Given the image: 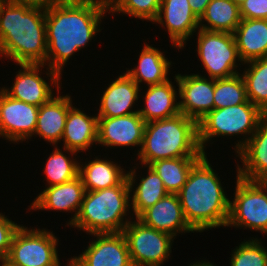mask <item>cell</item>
<instances>
[{
	"mask_svg": "<svg viewBox=\"0 0 267 266\" xmlns=\"http://www.w3.org/2000/svg\"><path fill=\"white\" fill-rule=\"evenodd\" d=\"M236 175L241 178L260 181L267 178V115L258 123L255 133L236 154Z\"/></svg>",
	"mask_w": 267,
	"mask_h": 266,
	"instance_id": "ffe728a7",
	"label": "cell"
},
{
	"mask_svg": "<svg viewBox=\"0 0 267 266\" xmlns=\"http://www.w3.org/2000/svg\"><path fill=\"white\" fill-rule=\"evenodd\" d=\"M15 3L28 5L31 7H40L43 9H48L53 4L58 3L60 0H11Z\"/></svg>",
	"mask_w": 267,
	"mask_h": 266,
	"instance_id": "8d00e7d4",
	"label": "cell"
},
{
	"mask_svg": "<svg viewBox=\"0 0 267 266\" xmlns=\"http://www.w3.org/2000/svg\"><path fill=\"white\" fill-rule=\"evenodd\" d=\"M130 195L127 177L119 185L86 191L79 214L71 227L85 231L90 236L122 232L134 218L131 214L128 216L131 212Z\"/></svg>",
	"mask_w": 267,
	"mask_h": 266,
	"instance_id": "5b68a950",
	"label": "cell"
},
{
	"mask_svg": "<svg viewBox=\"0 0 267 266\" xmlns=\"http://www.w3.org/2000/svg\"><path fill=\"white\" fill-rule=\"evenodd\" d=\"M56 92V95L39 107L33 135L39 136L52 146L61 144L68 111L74 105L70 94L61 96L60 90Z\"/></svg>",
	"mask_w": 267,
	"mask_h": 266,
	"instance_id": "44dd1931",
	"label": "cell"
},
{
	"mask_svg": "<svg viewBox=\"0 0 267 266\" xmlns=\"http://www.w3.org/2000/svg\"><path fill=\"white\" fill-rule=\"evenodd\" d=\"M0 212V261L6 259L12 239L22 224L15 223Z\"/></svg>",
	"mask_w": 267,
	"mask_h": 266,
	"instance_id": "e575fe53",
	"label": "cell"
},
{
	"mask_svg": "<svg viewBox=\"0 0 267 266\" xmlns=\"http://www.w3.org/2000/svg\"><path fill=\"white\" fill-rule=\"evenodd\" d=\"M145 123L138 112L121 117H98L97 144L105 149L140 147L137 155L142 146Z\"/></svg>",
	"mask_w": 267,
	"mask_h": 266,
	"instance_id": "2e32d148",
	"label": "cell"
},
{
	"mask_svg": "<svg viewBox=\"0 0 267 266\" xmlns=\"http://www.w3.org/2000/svg\"><path fill=\"white\" fill-rule=\"evenodd\" d=\"M233 3L237 4V5H241L244 1L246 0H231Z\"/></svg>",
	"mask_w": 267,
	"mask_h": 266,
	"instance_id": "7bdbcfd3",
	"label": "cell"
},
{
	"mask_svg": "<svg viewBox=\"0 0 267 266\" xmlns=\"http://www.w3.org/2000/svg\"><path fill=\"white\" fill-rule=\"evenodd\" d=\"M154 23L165 27L172 47L178 50L184 49L199 29V18L193 13L188 0H161Z\"/></svg>",
	"mask_w": 267,
	"mask_h": 266,
	"instance_id": "9a60e30c",
	"label": "cell"
},
{
	"mask_svg": "<svg viewBox=\"0 0 267 266\" xmlns=\"http://www.w3.org/2000/svg\"><path fill=\"white\" fill-rule=\"evenodd\" d=\"M39 107L16 100L0 88V137L13 144L32 139Z\"/></svg>",
	"mask_w": 267,
	"mask_h": 266,
	"instance_id": "7c38bea8",
	"label": "cell"
},
{
	"mask_svg": "<svg viewBox=\"0 0 267 266\" xmlns=\"http://www.w3.org/2000/svg\"><path fill=\"white\" fill-rule=\"evenodd\" d=\"M66 261H67V263L64 266H75V264L73 263V261L70 258H68V260H66Z\"/></svg>",
	"mask_w": 267,
	"mask_h": 266,
	"instance_id": "b9f144b4",
	"label": "cell"
},
{
	"mask_svg": "<svg viewBox=\"0 0 267 266\" xmlns=\"http://www.w3.org/2000/svg\"><path fill=\"white\" fill-rule=\"evenodd\" d=\"M248 101L244 79L240 73L229 78L214 79V109Z\"/></svg>",
	"mask_w": 267,
	"mask_h": 266,
	"instance_id": "1f68e13d",
	"label": "cell"
},
{
	"mask_svg": "<svg viewBox=\"0 0 267 266\" xmlns=\"http://www.w3.org/2000/svg\"><path fill=\"white\" fill-rule=\"evenodd\" d=\"M30 203L29 209L33 211H60L73 213L66 226L70 227L76 220L85 195V187L79 176L75 179L49 187H45Z\"/></svg>",
	"mask_w": 267,
	"mask_h": 266,
	"instance_id": "e0dca14e",
	"label": "cell"
},
{
	"mask_svg": "<svg viewBox=\"0 0 267 266\" xmlns=\"http://www.w3.org/2000/svg\"><path fill=\"white\" fill-rule=\"evenodd\" d=\"M169 79L163 83L150 85L146 91L140 92L139 97H143L142 108H138V113L145 122L167 119L180 113L178 88ZM143 96H141L142 94ZM144 106V107H143Z\"/></svg>",
	"mask_w": 267,
	"mask_h": 266,
	"instance_id": "7402d4cb",
	"label": "cell"
},
{
	"mask_svg": "<svg viewBox=\"0 0 267 266\" xmlns=\"http://www.w3.org/2000/svg\"><path fill=\"white\" fill-rule=\"evenodd\" d=\"M53 147L54 151L49 154L50 156L46 159L44 170H42L45 174V181L48 183H46L45 187L66 183L75 179L79 173V162L82 161H77L78 158L75 157L77 152L73 150L63 147L61 149L60 147L58 148V145H53ZM64 152L67 153L65 154ZM68 153L70 156L67 155Z\"/></svg>",
	"mask_w": 267,
	"mask_h": 266,
	"instance_id": "f1b7e54d",
	"label": "cell"
},
{
	"mask_svg": "<svg viewBox=\"0 0 267 266\" xmlns=\"http://www.w3.org/2000/svg\"><path fill=\"white\" fill-rule=\"evenodd\" d=\"M0 266H16L8 262L6 259L0 261Z\"/></svg>",
	"mask_w": 267,
	"mask_h": 266,
	"instance_id": "ab89813d",
	"label": "cell"
},
{
	"mask_svg": "<svg viewBox=\"0 0 267 266\" xmlns=\"http://www.w3.org/2000/svg\"><path fill=\"white\" fill-rule=\"evenodd\" d=\"M165 51H161L153 45L144 43L141 53H139L138 64L125 71L139 86L143 83L147 86L163 83L168 77L172 61L169 60ZM169 73V74H168Z\"/></svg>",
	"mask_w": 267,
	"mask_h": 266,
	"instance_id": "d4e9b609",
	"label": "cell"
},
{
	"mask_svg": "<svg viewBox=\"0 0 267 266\" xmlns=\"http://www.w3.org/2000/svg\"><path fill=\"white\" fill-rule=\"evenodd\" d=\"M5 0H0V6L2 5V3L4 2Z\"/></svg>",
	"mask_w": 267,
	"mask_h": 266,
	"instance_id": "f6af8a7d",
	"label": "cell"
},
{
	"mask_svg": "<svg viewBox=\"0 0 267 266\" xmlns=\"http://www.w3.org/2000/svg\"><path fill=\"white\" fill-rule=\"evenodd\" d=\"M139 167L140 166H133L131 167L132 169H128L127 171V179L131 194V211L135 218H137L144 210L153 206L156 202L169 194L164 187L162 179L150 166H144V169L147 167V170H145V172H147L144 173L146 175H142V177L136 175L138 174L137 168ZM139 178L141 179L139 180ZM136 179L140 182H136Z\"/></svg>",
	"mask_w": 267,
	"mask_h": 266,
	"instance_id": "cb8c5ba5",
	"label": "cell"
},
{
	"mask_svg": "<svg viewBox=\"0 0 267 266\" xmlns=\"http://www.w3.org/2000/svg\"><path fill=\"white\" fill-rule=\"evenodd\" d=\"M173 78L178 87L180 113L198 122L214 110V79L179 72Z\"/></svg>",
	"mask_w": 267,
	"mask_h": 266,
	"instance_id": "4fadbf2b",
	"label": "cell"
},
{
	"mask_svg": "<svg viewBox=\"0 0 267 266\" xmlns=\"http://www.w3.org/2000/svg\"><path fill=\"white\" fill-rule=\"evenodd\" d=\"M58 240L47 228L22 224L13 236L6 260L16 266H61Z\"/></svg>",
	"mask_w": 267,
	"mask_h": 266,
	"instance_id": "ba28073f",
	"label": "cell"
},
{
	"mask_svg": "<svg viewBox=\"0 0 267 266\" xmlns=\"http://www.w3.org/2000/svg\"><path fill=\"white\" fill-rule=\"evenodd\" d=\"M196 52L206 74L212 79L229 78L240 73L242 67L233 33L198 29ZM241 62V63H239ZM205 75V76H204Z\"/></svg>",
	"mask_w": 267,
	"mask_h": 266,
	"instance_id": "52a82bcc",
	"label": "cell"
},
{
	"mask_svg": "<svg viewBox=\"0 0 267 266\" xmlns=\"http://www.w3.org/2000/svg\"><path fill=\"white\" fill-rule=\"evenodd\" d=\"M198 141V122L182 113L145 123L137 161L142 168L151 163L178 157H203ZM141 163V164H140Z\"/></svg>",
	"mask_w": 267,
	"mask_h": 266,
	"instance_id": "277c9868",
	"label": "cell"
},
{
	"mask_svg": "<svg viewBox=\"0 0 267 266\" xmlns=\"http://www.w3.org/2000/svg\"><path fill=\"white\" fill-rule=\"evenodd\" d=\"M259 182L264 186V188H265L266 191H267V178L262 179V180H260Z\"/></svg>",
	"mask_w": 267,
	"mask_h": 266,
	"instance_id": "60d3db41",
	"label": "cell"
},
{
	"mask_svg": "<svg viewBox=\"0 0 267 266\" xmlns=\"http://www.w3.org/2000/svg\"><path fill=\"white\" fill-rule=\"evenodd\" d=\"M242 75L248 100L267 115V57L246 63Z\"/></svg>",
	"mask_w": 267,
	"mask_h": 266,
	"instance_id": "4dcf8cb0",
	"label": "cell"
},
{
	"mask_svg": "<svg viewBox=\"0 0 267 266\" xmlns=\"http://www.w3.org/2000/svg\"><path fill=\"white\" fill-rule=\"evenodd\" d=\"M122 233L133 266H163L170 259L173 236L148 227L137 218H133Z\"/></svg>",
	"mask_w": 267,
	"mask_h": 266,
	"instance_id": "30bf717a",
	"label": "cell"
},
{
	"mask_svg": "<svg viewBox=\"0 0 267 266\" xmlns=\"http://www.w3.org/2000/svg\"><path fill=\"white\" fill-rule=\"evenodd\" d=\"M160 4L161 0H111L108 5L109 15L125 14L153 23L158 16Z\"/></svg>",
	"mask_w": 267,
	"mask_h": 266,
	"instance_id": "d6a6232c",
	"label": "cell"
},
{
	"mask_svg": "<svg viewBox=\"0 0 267 266\" xmlns=\"http://www.w3.org/2000/svg\"><path fill=\"white\" fill-rule=\"evenodd\" d=\"M97 140L98 116L88 115L85 110L72 106L65 122L62 147L80 154L88 151L92 145H97Z\"/></svg>",
	"mask_w": 267,
	"mask_h": 266,
	"instance_id": "603a6c76",
	"label": "cell"
},
{
	"mask_svg": "<svg viewBox=\"0 0 267 266\" xmlns=\"http://www.w3.org/2000/svg\"><path fill=\"white\" fill-rule=\"evenodd\" d=\"M94 1H99V2H102L106 5H109L111 0H94Z\"/></svg>",
	"mask_w": 267,
	"mask_h": 266,
	"instance_id": "ee69618b",
	"label": "cell"
},
{
	"mask_svg": "<svg viewBox=\"0 0 267 266\" xmlns=\"http://www.w3.org/2000/svg\"><path fill=\"white\" fill-rule=\"evenodd\" d=\"M226 227L254 230L267 235V191L259 181L236 176Z\"/></svg>",
	"mask_w": 267,
	"mask_h": 266,
	"instance_id": "9c48e42d",
	"label": "cell"
},
{
	"mask_svg": "<svg viewBox=\"0 0 267 266\" xmlns=\"http://www.w3.org/2000/svg\"><path fill=\"white\" fill-rule=\"evenodd\" d=\"M100 157V158H99ZM95 156L93 160L79 162L78 176L81 178L86 191H98L119 185L126 177L127 170L116 160Z\"/></svg>",
	"mask_w": 267,
	"mask_h": 266,
	"instance_id": "484cf974",
	"label": "cell"
},
{
	"mask_svg": "<svg viewBox=\"0 0 267 266\" xmlns=\"http://www.w3.org/2000/svg\"><path fill=\"white\" fill-rule=\"evenodd\" d=\"M241 241L232 250L230 266H267V248L261 238Z\"/></svg>",
	"mask_w": 267,
	"mask_h": 266,
	"instance_id": "836d02e7",
	"label": "cell"
},
{
	"mask_svg": "<svg viewBox=\"0 0 267 266\" xmlns=\"http://www.w3.org/2000/svg\"><path fill=\"white\" fill-rule=\"evenodd\" d=\"M105 87L99 100L98 117H121L138 112L135 102H138L143 86H139L126 72L119 74Z\"/></svg>",
	"mask_w": 267,
	"mask_h": 266,
	"instance_id": "ac0fdd59",
	"label": "cell"
},
{
	"mask_svg": "<svg viewBox=\"0 0 267 266\" xmlns=\"http://www.w3.org/2000/svg\"><path fill=\"white\" fill-rule=\"evenodd\" d=\"M233 36L242 63L267 57V19H242Z\"/></svg>",
	"mask_w": 267,
	"mask_h": 266,
	"instance_id": "4316f807",
	"label": "cell"
},
{
	"mask_svg": "<svg viewBox=\"0 0 267 266\" xmlns=\"http://www.w3.org/2000/svg\"><path fill=\"white\" fill-rule=\"evenodd\" d=\"M91 235L95 238L85 250L70 257L75 266H133L122 232Z\"/></svg>",
	"mask_w": 267,
	"mask_h": 266,
	"instance_id": "5bb4252c",
	"label": "cell"
},
{
	"mask_svg": "<svg viewBox=\"0 0 267 266\" xmlns=\"http://www.w3.org/2000/svg\"><path fill=\"white\" fill-rule=\"evenodd\" d=\"M188 266H216V264L214 265V263H211L210 261L204 259V260H196V262H192L190 263V265Z\"/></svg>",
	"mask_w": 267,
	"mask_h": 266,
	"instance_id": "f35d334b",
	"label": "cell"
},
{
	"mask_svg": "<svg viewBox=\"0 0 267 266\" xmlns=\"http://www.w3.org/2000/svg\"><path fill=\"white\" fill-rule=\"evenodd\" d=\"M241 20L239 5L231 0H211L205 13L199 19V28L233 33Z\"/></svg>",
	"mask_w": 267,
	"mask_h": 266,
	"instance_id": "83f0119b",
	"label": "cell"
},
{
	"mask_svg": "<svg viewBox=\"0 0 267 266\" xmlns=\"http://www.w3.org/2000/svg\"><path fill=\"white\" fill-rule=\"evenodd\" d=\"M204 155L191 169L177 193L188 225L195 232L226 228L230 199L221 179Z\"/></svg>",
	"mask_w": 267,
	"mask_h": 266,
	"instance_id": "3957f363",
	"label": "cell"
},
{
	"mask_svg": "<svg viewBox=\"0 0 267 266\" xmlns=\"http://www.w3.org/2000/svg\"><path fill=\"white\" fill-rule=\"evenodd\" d=\"M137 219L144 225L167 233L174 238L182 233H194L188 225L177 194H168L144 210Z\"/></svg>",
	"mask_w": 267,
	"mask_h": 266,
	"instance_id": "d6986e66",
	"label": "cell"
},
{
	"mask_svg": "<svg viewBox=\"0 0 267 266\" xmlns=\"http://www.w3.org/2000/svg\"><path fill=\"white\" fill-rule=\"evenodd\" d=\"M17 66L20 69L16 72L11 87H1L10 97L40 107L55 95V90H61L62 75L45 64H17ZM42 68H45L47 72L44 69L42 72ZM44 72L47 77L41 76L45 75Z\"/></svg>",
	"mask_w": 267,
	"mask_h": 266,
	"instance_id": "8fae6325",
	"label": "cell"
},
{
	"mask_svg": "<svg viewBox=\"0 0 267 266\" xmlns=\"http://www.w3.org/2000/svg\"><path fill=\"white\" fill-rule=\"evenodd\" d=\"M239 8L242 19H267V0H246Z\"/></svg>",
	"mask_w": 267,
	"mask_h": 266,
	"instance_id": "d590c367",
	"label": "cell"
},
{
	"mask_svg": "<svg viewBox=\"0 0 267 266\" xmlns=\"http://www.w3.org/2000/svg\"><path fill=\"white\" fill-rule=\"evenodd\" d=\"M265 114L249 100L243 104L214 109L198 121V141L202 152L214 137L242 136L234 145L237 154L255 133L258 123ZM213 138V140H212ZM207 144V145H206Z\"/></svg>",
	"mask_w": 267,
	"mask_h": 266,
	"instance_id": "8992f818",
	"label": "cell"
},
{
	"mask_svg": "<svg viewBox=\"0 0 267 266\" xmlns=\"http://www.w3.org/2000/svg\"><path fill=\"white\" fill-rule=\"evenodd\" d=\"M46 9L5 0L0 6V59L45 64Z\"/></svg>",
	"mask_w": 267,
	"mask_h": 266,
	"instance_id": "7a4b0ae2",
	"label": "cell"
},
{
	"mask_svg": "<svg viewBox=\"0 0 267 266\" xmlns=\"http://www.w3.org/2000/svg\"><path fill=\"white\" fill-rule=\"evenodd\" d=\"M211 0H188L193 13L200 19Z\"/></svg>",
	"mask_w": 267,
	"mask_h": 266,
	"instance_id": "74e56055",
	"label": "cell"
},
{
	"mask_svg": "<svg viewBox=\"0 0 267 266\" xmlns=\"http://www.w3.org/2000/svg\"><path fill=\"white\" fill-rule=\"evenodd\" d=\"M107 13L109 6L94 0H60L46 9V66L63 75L69 59L101 32Z\"/></svg>",
	"mask_w": 267,
	"mask_h": 266,
	"instance_id": "6da1fadb",
	"label": "cell"
},
{
	"mask_svg": "<svg viewBox=\"0 0 267 266\" xmlns=\"http://www.w3.org/2000/svg\"><path fill=\"white\" fill-rule=\"evenodd\" d=\"M202 157H178L173 159L158 160L149 166L162 179L165 189L169 194H177L186 183L192 167Z\"/></svg>",
	"mask_w": 267,
	"mask_h": 266,
	"instance_id": "f546056e",
	"label": "cell"
}]
</instances>
